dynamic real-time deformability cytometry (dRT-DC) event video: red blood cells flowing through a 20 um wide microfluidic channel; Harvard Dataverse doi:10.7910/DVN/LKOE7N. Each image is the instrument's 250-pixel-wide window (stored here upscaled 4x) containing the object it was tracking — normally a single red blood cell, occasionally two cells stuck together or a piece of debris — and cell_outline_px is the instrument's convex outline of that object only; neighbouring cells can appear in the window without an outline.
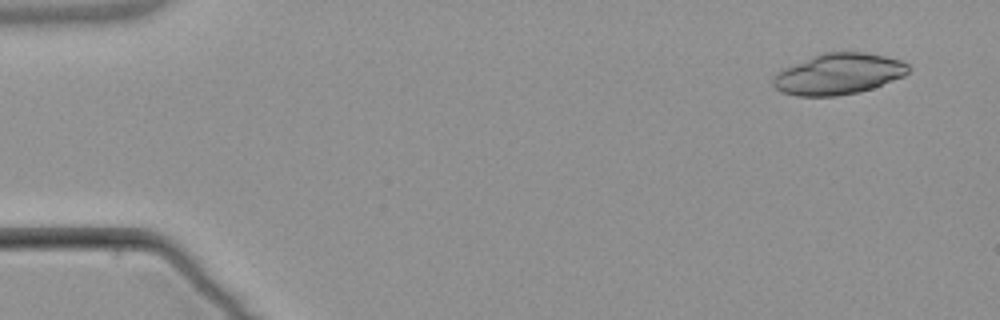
{"species": "common noctule bat (a hibernating species)", "species_latin": "Nyctalus noctula", "temperature_condition": "warm", "stored_images_in_passage": 5, "camera_frame_rate_fps": 3000, "um_per_image_px": 0.085, "animal": {"sex": "male", "body_mass_g": 21.5, "forearm_length_mm": 52.0}, "frame": {"image": 1, "passage_image": 1, "time_ms": 0.0, "image_size_px": [1000, 320], "cell_outline_px": [[912, 68], [904, 76], [872, 88], [860, 92], [836, 96], [796, 96], [780, 92], [772, 84], [772, 80], [776, 72], [784, 68], [824, 52], [864, 52], [884, 56], [900, 60], [908, 64]], "centroid_in_image_um": [71.27, 6.3], "position_along_channel_um": 13.7, "area_um2": 32.31}}